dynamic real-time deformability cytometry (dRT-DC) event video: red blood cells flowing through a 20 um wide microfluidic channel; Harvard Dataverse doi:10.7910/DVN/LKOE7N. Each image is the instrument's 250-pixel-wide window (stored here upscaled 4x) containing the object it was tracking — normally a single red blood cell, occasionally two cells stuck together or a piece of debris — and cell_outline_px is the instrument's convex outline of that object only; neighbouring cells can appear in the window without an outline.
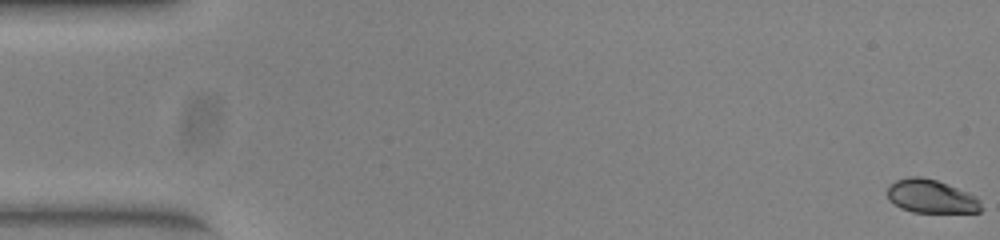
{"species": "common noctule bat (a hibernating species)", "species_latin": "Nyctalus noctula", "temperature_condition": "warm", "stored_images_in_passage": 54, "segment_of_instrument_passage": [1, 2], "camera_frame_rate_fps": 3000, "um_per_image_px": 0.085, "animal": {"sex": "female", "body_mass_g": 23.0, "forearm_length_mm": 53.4}, "frame": {"image": 1, "passage_image": 1, "time_ms": 0.0, "image_size_px": [1000, 240], "cell_outline_px": [[984, 208], [980, 212], [912, 212], [900, 208], [888, 200], [888, 188], [896, 180], [908, 176], [920, 176], [936, 180], [948, 184], [968, 192], [976, 196], [980, 200]], "centroid_in_image_um": [79.17, 16.7], "position_along_channel_um": 5.8, "area_um2": 18.44}}
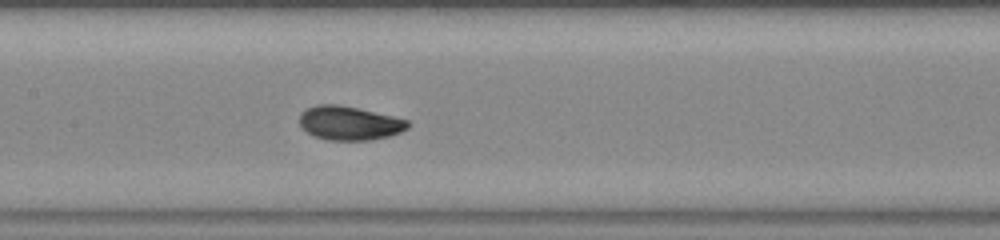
{"frame": {"image": 2, "passage_image": 26, "time_ms": 8.333, "image_size_px": [1000, 240], "cell_outline_px": [[408, 128], [400, 132], [388, 136], [368, 140], [328, 140], [316, 136], [300, 128], [300, 112], [316, 104], [336, 104], [356, 108], [392, 116], [408, 120]], "centroid_in_image_um": [29.66, 10.46], "position_along_channel_um": 177.7, "area_um2": 21.15}}
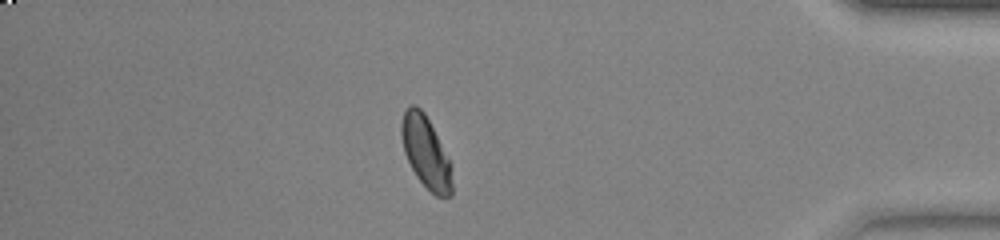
{"frame": {"image": 3, "passage_image": 46, "time_ms": 15.0, "image_size_px": [1000, 240], "cell_outline_px": [[452, 196], [436, 196], [416, 176], [404, 152], [400, 132], [400, 124], [404, 112], [412, 104], [416, 104], [424, 112], [452, 164]], "centroid_in_image_um": [36.2, 12.93], "position_along_channel_um": 399.0, "area_um2": 21.04}}